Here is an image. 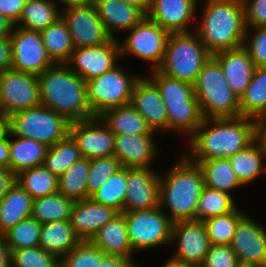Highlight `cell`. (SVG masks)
I'll use <instances>...</instances> for the list:
<instances>
[{"label": "cell", "instance_id": "61", "mask_svg": "<svg viewBox=\"0 0 266 267\" xmlns=\"http://www.w3.org/2000/svg\"><path fill=\"white\" fill-rule=\"evenodd\" d=\"M162 267H191V266L176 264V263H173L170 260H168V261H166L165 265H163Z\"/></svg>", "mask_w": 266, "mask_h": 267}, {"label": "cell", "instance_id": "51", "mask_svg": "<svg viewBox=\"0 0 266 267\" xmlns=\"http://www.w3.org/2000/svg\"><path fill=\"white\" fill-rule=\"evenodd\" d=\"M12 53L9 37H0V72L11 69Z\"/></svg>", "mask_w": 266, "mask_h": 267}, {"label": "cell", "instance_id": "20", "mask_svg": "<svg viewBox=\"0 0 266 267\" xmlns=\"http://www.w3.org/2000/svg\"><path fill=\"white\" fill-rule=\"evenodd\" d=\"M130 104L151 130H168V113L157 86L147 77L135 83Z\"/></svg>", "mask_w": 266, "mask_h": 267}, {"label": "cell", "instance_id": "22", "mask_svg": "<svg viewBox=\"0 0 266 267\" xmlns=\"http://www.w3.org/2000/svg\"><path fill=\"white\" fill-rule=\"evenodd\" d=\"M153 137V134H115L114 156L126 168H151L158 154Z\"/></svg>", "mask_w": 266, "mask_h": 267}, {"label": "cell", "instance_id": "49", "mask_svg": "<svg viewBox=\"0 0 266 267\" xmlns=\"http://www.w3.org/2000/svg\"><path fill=\"white\" fill-rule=\"evenodd\" d=\"M246 27L266 26V0H242Z\"/></svg>", "mask_w": 266, "mask_h": 267}, {"label": "cell", "instance_id": "5", "mask_svg": "<svg viewBox=\"0 0 266 267\" xmlns=\"http://www.w3.org/2000/svg\"><path fill=\"white\" fill-rule=\"evenodd\" d=\"M150 76L167 109L168 131L186 132L191 137L204 120L193 85L170 78L158 70H153Z\"/></svg>", "mask_w": 266, "mask_h": 267}, {"label": "cell", "instance_id": "41", "mask_svg": "<svg viewBox=\"0 0 266 267\" xmlns=\"http://www.w3.org/2000/svg\"><path fill=\"white\" fill-rule=\"evenodd\" d=\"M234 204L229 193L204 186L199 197L195 220L205 221L211 217L230 213L236 209Z\"/></svg>", "mask_w": 266, "mask_h": 267}, {"label": "cell", "instance_id": "24", "mask_svg": "<svg viewBox=\"0 0 266 267\" xmlns=\"http://www.w3.org/2000/svg\"><path fill=\"white\" fill-rule=\"evenodd\" d=\"M220 64L228 86L240 98L250 84L255 66L242 46L212 55Z\"/></svg>", "mask_w": 266, "mask_h": 267}, {"label": "cell", "instance_id": "13", "mask_svg": "<svg viewBox=\"0 0 266 267\" xmlns=\"http://www.w3.org/2000/svg\"><path fill=\"white\" fill-rule=\"evenodd\" d=\"M9 39L12 53L11 69L37 76L54 65L46 52L40 31L14 25Z\"/></svg>", "mask_w": 266, "mask_h": 267}, {"label": "cell", "instance_id": "36", "mask_svg": "<svg viewBox=\"0 0 266 267\" xmlns=\"http://www.w3.org/2000/svg\"><path fill=\"white\" fill-rule=\"evenodd\" d=\"M51 0H26L17 24L28 30L42 31L61 18L58 5Z\"/></svg>", "mask_w": 266, "mask_h": 267}, {"label": "cell", "instance_id": "11", "mask_svg": "<svg viewBox=\"0 0 266 267\" xmlns=\"http://www.w3.org/2000/svg\"><path fill=\"white\" fill-rule=\"evenodd\" d=\"M128 33L130 34L124 42H119L120 56L135 55L144 61H150L153 70H157L163 61L171 33L147 17L128 30Z\"/></svg>", "mask_w": 266, "mask_h": 267}, {"label": "cell", "instance_id": "19", "mask_svg": "<svg viewBox=\"0 0 266 267\" xmlns=\"http://www.w3.org/2000/svg\"><path fill=\"white\" fill-rule=\"evenodd\" d=\"M230 247L240 262L266 267V229L251 217L238 222Z\"/></svg>", "mask_w": 266, "mask_h": 267}, {"label": "cell", "instance_id": "30", "mask_svg": "<svg viewBox=\"0 0 266 267\" xmlns=\"http://www.w3.org/2000/svg\"><path fill=\"white\" fill-rule=\"evenodd\" d=\"M99 117L114 134L144 135L155 133L131 104L109 109Z\"/></svg>", "mask_w": 266, "mask_h": 267}, {"label": "cell", "instance_id": "55", "mask_svg": "<svg viewBox=\"0 0 266 267\" xmlns=\"http://www.w3.org/2000/svg\"><path fill=\"white\" fill-rule=\"evenodd\" d=\"M0 168L9 169V137L0 141Z\"/></svg>", "mask_w": 266, "mask_h": 267}, {"label": "cell", "instance_id": "21", "mask_svg": "<svg viewBox=\"0 0 266 267\" xmlns=\"http://www.w3.org/2000/svg\"><path fill=\"white\" fill-rule=\"evenodd\" d=\"M196 7L193 0H151L146 17L170 33L189 32Z\"/></svg>", "mask_w": 266, "mask_h": 267}, {"label": "cell", "instance_id": "58", "mask_svg": "<svg viewBox=\"0 0 266 267\" xmlns=\"http://www.w3.org/2000/svg\"><path fill=\"white\" fill-rule=\"evenodd\" d=\"M14 24L5 16L0 14V37H9L12 33Z\"/></svg>", "mask_w": 266, "mask_h": 267}, {"label": "cell", "instance_id": "63", "mask_svg": "<svg viewBox=\"0 0 266 267\" xmlns=\"http://www.w3.org/2000/svg\"><path fill=\"white\" fill-rule=\"evenodd\" d=\"M196 4H199L198 2L202 1V0H193ZM210 0H205V3L209 2Z\"/></svg>", "mask_w": 266, "mask_h": 267}, {"label": "cell", "instance_id": "16", "mask_svg": "<svg viewBox=\"0 0 266 267\" xmlns=\"http://www.w3.org/2000/svg\"><path fill=\"white\" fill-rule=\"evenodd\" d=\"M120 58V46L117 39L107 43L75 48L66 65L85 82L112 70Z\"/></svg>", "mask_w": 266, "mask_h": 267}, {"label": "cell", "instance_id": "48", "mask_svg": "<svg viewBox=\"0 0 266 267\" xmlns=\"http://www.w3.org/2000/svg\"><path fill=\"white\" fill-rule=\"evenodd\" d=\"M238 262L230 245H211L200 267H236Z\"/></svg>", "mask_w": 266, "mask_h": 267}, {"label": "cell", "instance_id": "34", "mask_svg": "<svg viewBox=\"0 0 266 267\" xmlns=\"http://www.w3.org/2000/svg\"><path fill=\"white\" fill-rule=\"evenodd\" d=\"M15 182L34 200L58 193V177L44 166L19 172Z\"/></svg>", "mask_w": 266, "mask_h": 267}, {"label": "cell", "instance_id": "2", "mask_svg": "<svg viewBox=\"0 0 266 267\" xmlns=\"http://www.w3.org/2000/svg\"><path fill=\"white\" fill-rule=\"evenodd\" d=\"M41 105L63 115L70 123L93 118L86 82L66 64H54L40 75Z\"/></svg>", "mask_w": 266, "mask_h": 267}, {"label": "cell", "instance_id": "50", "mask_svg": "<svg viewBox=\"0 0 266 267\" xmlns=\"http://www.w3.org/2000/svg\"><path fill=\"white\" fill-rule=\"evenodd\" d=\"M25 3L26 0H0V14L17 25Z\"/></svg>", "mask_w": 266, "mask_h": 267}, {"label": "cell", "instance_id": "15", "mask_svg": "<svg viewBox=\"0 0 266 267\" xmlns=\"http://www.w3.org/2000/svg\"><path fill=\"white\" fill-rule=\"evenodd\" d=\"M177 242V251L172 258L173 263L200 267L210 249L208 232L203 221L181 220L173 222L171 243Z\"/></svg>", "mask_w": 266, "mask_h": 267}, {"label": "cell", "instance_id": "9", "mask_svg": "<svg viewBox=\"0 0 266 267\" xmlns=\"http://www.w3.org/2000/svg\"><path fill=\"white\" fill-rule=\"evenodd\" d=\"M115 66L86 82L87 101L94 117L105 111L130 104L135 83L140 77L128 76Z\"/></svg>", "mask_w": 266, "mask_h": 267}, {"label": "cell", "instance_id": "14", "mask_svg": "<svg viewBox=\"0 0 266 267\" xmlns=\"http://www.w3.org/2000/svg\"><path fill=\"white\" fill-rule=\"evenodd\" d=\"M61 17L69 29L74 48L92 47L111 39L91 0L64 8Z\"/></svg>", "mask_w": 266, "mask_h": 267}, {"label": "cell", "instance_id": "31", "mask_svg": "<svg viewBox=\"0 0 266 267\" xmlns=\"http://www.w3.org/2000/svg\"><path fill=\"white\" fill-rule=\"evenodd\" d=\"M263 157L266 158V148L256 139L247 148L229 158L231 169L242 186L255 180L264 172Z\"/></svg>", "mask_w": 266, "mask_h": 267}, {"label": "cell", "instance_id": "46", "mask_svg": "<svg viewBox=\"0 0 266 267\" xmlns=\"http://www.w3.org/2000/svg\"><path fill=\"white\" fill-rule=\"evenodd\" d=\"M121 167L118 158L114 155L90 159V168L87 176L88 198Z\"/></svg>", "mask_w": 266, "mask_h": 267}, {"label": "cell", "instance_id": "29", "mask_svg": "<svg viewBox=\"0 0 266 267\" xmlns=\"http://www.w3.org/2000/svg\"><path fill=\"white\" fill-rule=\"evenodd\" d=\"M9 139V170L17 175L19 172L43 166L48 147L30 138L15 136Z\"/></svg>", "mask_w": 266, "mask_h": 267}, {"label": "cell", "instance_id": "52", "mask_svg": "<svg viewBox=\"0 0 266 267\" xmlns=\"http://www.w3.org/2000/svg\"><path fill=\"white\" fill-rule=\"evenodd\" d=\"M133 260H129L122 256L105 255L97 267H138Z\"/></svg>", "mask_w": 266, "mask_h": 267}, {"label": "cell", "instance_id": "27", "mask_svg": "<svg viewBox=\"0 0 266 267\" xmlns=\"http://www.w3.org/2000/svg\"><path fill=\"white\" fill-rule=\"evenodd\" d=\"M33 198L16 182L0 200V236L32 215Z\"/></svg>", "mask_w": 266, "mask_h": 267}, {"label": "cell", "instance_id": "33", "mask_svg": "<svg viewBox=\"0 0 266 267\" xmlns=\"http://www.w3.org/2000/svg\"><path fill=\"white\" fill-rule=\"evenodd\" d=\"M266 114V67L254 69L250 84L240 97V116L257 120Z\"/></svg>", "mask_w": 266, "mask_h": 267}, {"label": "cell", "instance_id": "23", "mask_svg": "<svg viewBox=\"0 0 266 267\" xmlns=\"http://www.w3.org/2000/svg\"><path fill=\"white\" fill-rule=\"evenodd\" d=\"M117 214L118 212L112 207L88 198L74 202L69 221L77 236L86 241L91 240L100 228Z\"/></svg>", "mask_w": 266, "mask_h": 267}, {"label": "cell", "instance_id": "45", "mask_svg": "<svg viewBox=\"0 0 266 267\" xmlns=\"http://www.w3.org/2000/svg\"><path fill=\"white\" fill-rule=\"evenodd\" d=\"M105 254L90 240L81 241L60 258V267H97Z\"/></svg>", "mask_w": 266, "mask_h": 267}, {"label": "cell", "instance_id": "62", "mask_svg": "<svg viewBox=\"0 0 266 267\" xmlns=\"http://www.w3.org/2000/svg\"><path fill=\"white\" fill-rule=\"evenodd\" d=\"M236 267H259L256 264H252V263H246V262H238Z\"/></svg>", "mask_w": 266, "mask_h": 267}, {"label": "cell", "instance_id": "53", "mask_svg": "<svg viewBox=\"0 0 266 267\" xmlns=\"http://www.w3.org/2000/svg\"><path fill=\"white\" fill-rule=\"evenodd\" d=\"M15 184V175L7 168H0V200Z\"/></svg>", "mask_w": 266, "mask_h": 267}, {"label": "cell", "instance_id": "4", "mask_svg": "<svg viewBox=\"0 0 266 267\" xmlns=\"http://www.w3.org/2000/svg\"><path fill=\"white\" fill-rule=\"evenodd\" d=\"M182 156L163 177L160 175L159 208L169 207L171 214L167 216L173 222L196 219L199 197L205 186L199 166Z\"/></svg>", "mask_w": 266, "mask_h": 267}, {"label": "cell", "instance_id": "32", "mask_svg": "<svg viewBox=\"0 0 266 267\" xmlns=\"http://www.w3.org/2000/svg\"><path fill=\"white\" fill-rule=\"evenodd\" d=\"M40 33L46 52L52 62L54 64H66L75 48L69 29L62 17Z\"/></svg>", "mask_w": 266, "mask_h": 267}, {"label": "cell", "instance_id": "3", "mask_svg": "<svg viewBox=\"0 0 266 267\" xmlns=\"http://www.w3.org/2000/svg\"><path fill=\"white\" fill-rule=\"evenodd\" d=\"M204 9L195 32L211 55L243 46L246 24L242 0H210Z\"/></svg>", "mask_w": 266, "mask_h": 267}, {"label": "cell", "instance_id": "28", "mask_svg": "<svg viewBox=\"0 0 266 267\" xmlns=\"http://www.w3.org/2000/svg\"><path fill=\"white\" fill-rule=\"evenodd\" d=\"M81 241L69 220L42 224L39 247L59 258L65 256Z\"/></svg>", "mask_w": 266, "mask_h": 267}, {"label": "cell", "instance_id": "17", "mask_svg": "<svg viewBox=\"0 0 266 267\" xmlns=\"http://www.w3.org/2000/svg\"><path fill=\"white\" fill-rule=\"evenodd\" d=\"M69 135L77 143L82 157L95 159L114 155L115 134L100 117L71 122Z\"/></svg>", "mask_w": 266, "mask_h": 267}, {"label": "cell", "instance_id": "43", "mask_svg": "<svg viewBox=\"0 0 266 267\" xmlns=\"http://www.w3.org/2000/svg\"><path fill=\"white\" fill-rule=\"evenodd\" d=\"M238 208L221 216L203 221L211 245H230L238 222L245 216Z\"/></svg>", "mask_w": 266, "mask_h": 267}, {"label": "cell", "instance_id": "7", "mask_svg": "<svg viewBox=\"0 0 266 267\" xmlns=\"http://www.w3.org/2000/svg\"><path fill=\"white\" fill-rule=\"evenodd\" d=\"M211 56L196 32L171 33L163 61L157 70L170 78L193 85Z\"/></svg>", "mask_w": 266, "mask_h": 267}, {"label": "cell", "instance_id": "47", "mask_svg": "<svg viewBox=\"0 0 266 267\" xmlns=\"http://www.w3.org/2000/svg\"><path fill=\"white\" fill-rule=\"evenodd\" d=\"M249 28L255 29L254 35L251 38L247 35ZM247 38H250V41H247ZM243 47L247 50L255 68L266 67V26L246 27Z\"/></svg>", "mask_w": 266, "mask_h": 267}, {"label": "cell", "instance_id": "12", "mask_svg": "<svg viewBox=\"0 0 266 267\" xmlns=\"http://www.w3.org/2000/svg\"><path fill=\"white\" fill-rule=\"evenodd\" d=\"M40 105L37 76L13 69L0 72V113L11 116Z\"/></svg>", "mask_w": 266, "mask_h": 267}, {"label": "cell", "instance_id": "8", "mask_svg": "<svg viewBox=\"0 0 266 267\" xmlns=\"http://www.w3.org/2000/svg\"><path fill=\"white\" fill-rule=\"evenodd\" d=\"M10 118V135L30 138L51 147L69 134L70 122L45 106L17 112Z\"/></svg>", "mask_w": 266, "mask_h": 267}, {"label": "cell", "instance_id": "6", "mask_svg": "<svg viewBox=\"0 0 266 267\" xmlns=\"http://www.w3.org/2000/svg\"><path fill=\"white\" fill-rule=\"evenodd\" d=\"M193 88L204 119L240 116V98L228 86L223 70L213 56L203 65Z\"/></svg>", "mask_w": 266, "mask_h": 267}, {"label": "cell", "instance_id": "38", "mask_svg": "<svg viewBox=\"0 0 266 267\" xmlns=\"http://www.w3.org/2000/svg\"><path fill=\"white\" fill-rule=\"evenodd\" d=\"M74 202L59 192L33 200L31 217L41 224L69 220Z\"/></svg>", "mask_w": 266, "mask_h": 267}, {"label": "cell", "instance_id": "37", "mask_svg": "<svg viewBox=\"0 0 266 267\" xmlns=\"http://www.w3.org/2000/svg\"><path fill=\"white\" fill-rule=\"evenodd\" d=\"M90 159L80 158L58 177V192L74 201L88 199Z\"/></svg>", "mask_w": 266, "mask_h": 267}, {"label": "cell", "instance_id": "26", "mask_svg": "<svg viewBox=\"0 0 266 267\" xmlns=\"http://www.w3.org/2000/svg\"><path fill=\"white\" fill-rule=\"evenodd\" d=\"M105 255H117L132 260L131 248L124 213H118L107 222L90 240Z\"/></svg>", "mask_w": 266, "mask_h": 267}, {"label": "cell", "instance_id": "25", "mask_svg": "<svg viewBox=\"0 0 266 267\" xmlns=\"http://www.w3.org/2000/svg\"><path fill=\"white\" fill-rule=\"evenodd\" d=\"M91 1L96 6L98 16L112 39H116L114 30L128 31L146 17L142 10L122 0Z\"/></svg>", "mask_w": 266, "mask_h": 267}, {"label": "cell", "instance_id": "1", "mask_svg": "<svg viewBox=\"0 0 266 267\" xmlns=\"http://www.w3.org/2000/svg\"><path fill=\"white\" fill-rule=\"evenodd\" d=\"M210 125L211 127L208 128ZM256 139V120L254 119L243 116L204 119L189 138L190 156L184 155L192 163H200L212 158H230L247 148Z\"/></svg>", "mask_w": 266, "mask_h": 267}, {"label": "cell", "instance_id": "59", "mask_svg": "<svg viewBox=\"0 0 266 267\" xmlns=\"http://www.w3.org/2000/svg\"><path fill=\"white\" fill-rule=\"evenodd\" d=\"M127 4L133 5L140 10H142L145 14L148 13L151 5V0H122Z\"/></svg>", "mask_w": 266, "mask_h": 267}, {"label": "cell", "instance_id": "56", "mask_svg": "<svg viewBox=\"0 0 266 267\" xmlns=\"http://www.w3.org/2000/svg\"><path fill=\"white\" fill-rule=\"evenodd\" d=\"M0 267H12L11 251L5 244V241L2 236H0Z\"/></svg>", "mask_w": 266, "mask_h": 267}, {"label": "cell", "instance_id": "10", "mask_svg": "<svg viewBox=\"0 0 266 267\" xmlns=\"http://www.w3.org/2000/svg\"><path fill=\"white\" fill-rule=\"evenodd\" d=\"M123 213L133 252L170 244L173 221L159 207Z\"/></svg>", "mask_w": 266, "mask_h": 267}, {"label": "cell", "instance_id": "42", "mask_svg": "<svg viewBox=\"0 0 266 267\" xmlns=\"http://www.w3.org/2000/svg\"><path fill=\"white\" fill-rule=\"evenodd\" d=\"M42 224L30 217L2 235L10 251L39 246Z\"/></svg>", "mask_w": 266, "mask_h": 267}, {"label": "cell", "instance_id": "54", "mask_svg": "<svg viewBox=\"0 0 266 267\" xmlns=\"http://www.w3.org/2000/svg\"><path fill=\"white\" fill-rule=\"evenodd\" d=\"M256 136L260 144L266 148V114L256 120Z\"/></svg>", "mask_w": 266, "mask_h": 267}, {"label": "cell", "instance_id": "60", "mask_svg": "<svg viewBox=\"0 0 266 267\" xmlns=\"http://www.w3.org/2000/svg\"><path fill=\"white\" fill-rule=\"evenodd\" d=\"M52 2L54 0H51ZM59 2H61L64 6V8L66 7H70V6H73V5H77V4H80V3H83V2H86L88 0H58Z\"/></svg>", "mask_w": 266, "mask_h": 267}, {"label": "cell", "instance_id": "39", "mask_svg": "<svg viewBox=\"0 0 266 267\" xmlns=\"http://www.w3.org/2000/svg\"><path fill=\"white\" fill-rule=\"evenodd\" d=\"M127 168L121 167L100 186L90 198L99 204L122 213L127 196Z\"/></svg>", "mask_w": 266, "mask_h": 267}, {"label": "cell", "instance_id": "57", "mask_svg": "<svg viewBox=\"0 0 266 267\" xmlns=\"http://www.w3.org/2000/svg\"><path fill=\"white\" fill-rule=\"evenodd\" d=\"M10 136V118L0 113V141Z\"/></svg>", "mask_w": 266, "mask_h": 267}, {"label": "cell", "instance_id": "40", "mask_svg": "<svg viewBox=\"0 0 266 267\" xmlns=\"http://www.w3.org/2000/svg\"><path fill=\"white\" fill-rule=\"evenodd\" d=\"M80 158L82 155L77 143L68 134L64 139L48 147L43 166L59 177Z\"/></svg>", "mask_w": 266, "mask_h": 267}, {"label": "cell", "instance_id": "18", "mask_svg": "<svg viewBox=\"0 0 266 267\" xmlns=\"http://www.w3.org/2000/svg\"><path fill=\"white\" fill-rule=\"evenodd\" d=\"M153 168H127V196L123 212L159 207L160 175Z\"/></svg>", "mask_w": 266, "mask_h": 267}, {"label": "cell", "instance_id": "44", "mask_svg": "<svg viewBox=\"0 0 266 267\" xmlns=\"http://www.w3.org/2000/svg\"><path fill=\"white\" fill-rule=\"evenodd\" d=\"M11 263L13 267H60V258L36 246L11 251Z\"/></svg>", "mask_w": 266, "mask_h": 267}, {"label": "cell", "instance_id": "35", "mask_svg": "<svg viewBox=\"0 0 266 267\" xmlns=\"http://www.w3.org/2000/svg\"><path fill=\"white\" fill-rule=\"evenodd\" d=\"M194 164L201 169L205 186L209 188L229 193V190L242 186L231 169L229 158H212Z\"/></svg>", "mask_w": 266, "mask_h": 267}]
</instances>
